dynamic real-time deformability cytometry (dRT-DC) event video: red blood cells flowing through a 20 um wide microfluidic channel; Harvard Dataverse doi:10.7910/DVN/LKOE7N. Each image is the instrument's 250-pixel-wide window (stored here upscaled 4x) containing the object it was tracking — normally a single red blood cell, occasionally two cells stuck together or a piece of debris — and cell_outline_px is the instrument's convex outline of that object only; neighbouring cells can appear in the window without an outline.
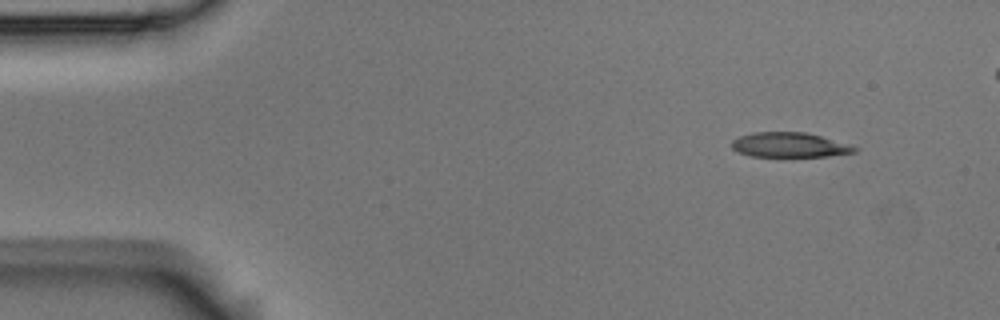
{"species": "Egyptian fruit bat (a non-hibernating species)", "species_latin": "Rousettus aegyptiacus", "temperature_condition": "room temperature", "stored_images_in_passage": 5, "camera_frame_rate_fps": 3000, "um_per_image_px": 0.085, "animal": {"sex": "male"}, "frame": {"image": 1, "passage_image": 1, "time_ms": 0.0, "image_size_px": [1000, 320], "cell_outline_px": [[860, 148], [856, 152], [828, 156], [748, 156], [732, 148], [732, 140], [740, 136], [752, 132], [804, 132], [820, 136], [848, 144]], "centroid_in_image_um": [67.11, 12.32], "position_along_channel_um": 17.9, "area_um2": 17.57}}